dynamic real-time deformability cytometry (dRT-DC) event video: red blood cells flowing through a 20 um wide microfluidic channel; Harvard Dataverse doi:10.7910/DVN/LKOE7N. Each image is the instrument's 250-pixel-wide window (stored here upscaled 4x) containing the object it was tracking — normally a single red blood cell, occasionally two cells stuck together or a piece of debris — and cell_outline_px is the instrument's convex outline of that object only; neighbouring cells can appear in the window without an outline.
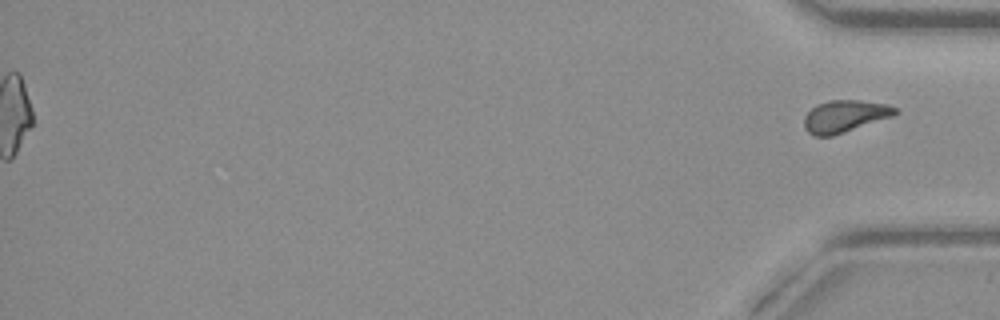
{"species": "common noctule bat (a hibernating species)", "species_latin": "Nyctalus noctula", "temperature_condition": "warm", "stored_images_in_passage": 56, "segment_of_instrument_passage": [2, 2], "camera_frame_rate_fps": 3000, "um_per_image_px": 0.085, "animal": {"sex": "female", "body_mass_g": 19.3, "forearm_length_mm": 54.1}, "frame": {"image": 1, "passage_image": 56, "time_ms": 18.333, "image_size_px": [1000, 320], "cell_outline_px": [[900, 112], [896, 116], [832, 136], [812, 136], [804, 128], [804, 116], [816, 104], [832, 100], [860, 100], [888, 104], [896, 108]], "centroid_in_image_um": [71.85, 9.88], "position_along_channel_um": 363.4, "area_um2": 17.34}}